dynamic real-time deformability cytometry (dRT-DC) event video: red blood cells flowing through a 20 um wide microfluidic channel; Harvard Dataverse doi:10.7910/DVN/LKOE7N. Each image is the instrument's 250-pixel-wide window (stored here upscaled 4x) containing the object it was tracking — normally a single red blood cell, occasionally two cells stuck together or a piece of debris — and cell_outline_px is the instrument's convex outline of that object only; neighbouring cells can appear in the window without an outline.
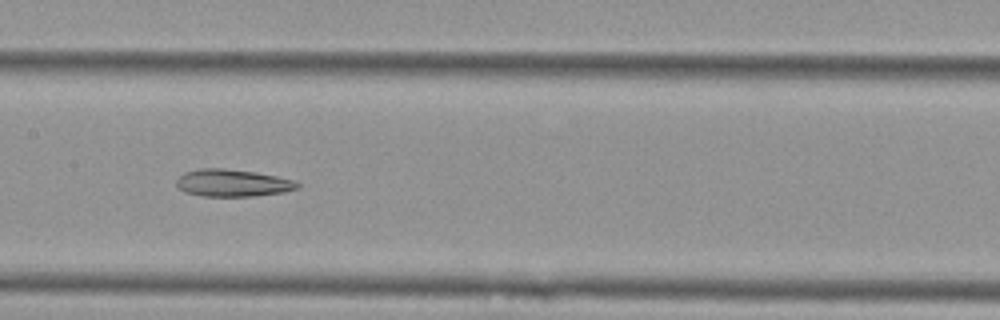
{"species": "Egyptian fruit bat (a non-hibernating species)", "species_latin": "Rousettus aegyptiacus", "temperature_condition": "cold", "stored_images_in_passage": 13, "camera_frame_rate_fps": 3000, "um_per_image_px": 0.085, "animal": {"sex": "female"}, "frame": {"image": 1, "passage_image": 6, "time_ms": 1.667, "image_size_px": [1000, 320], "cell_outline_px": [[300, 188], [284, 192], [256, 196], [200, 196], [184, 192], [176, 184], [176, 180], [184, 172], [200, 168], [224, 168], [256, 172], [276, 176], [292, 180], [300, 184]], "centroid_in_image_um": [19.76, 15.55], "position_along_channel_um": 187.6, "area_um2": 19.31}}
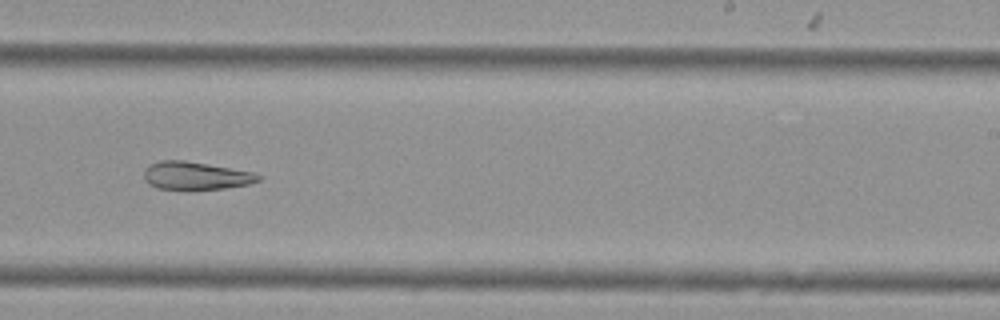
{"frame": {"image": 2, "passage_image": 8, "time_ms": 2.333, "image_size_px": [1000, 320], "cell_outline_px": [[260, 180], [248, 184], [224, 188], [156, 188], [148, 184], [144, 180], [144, 172], [152, 164], [160, 160], [184, 160], [208, 164], [252, 172], [260, 176]], "centroid_in_image_um": [16.61, 14.92], "position_along_channel_um": 272.4, "area_um2": 18.03}}
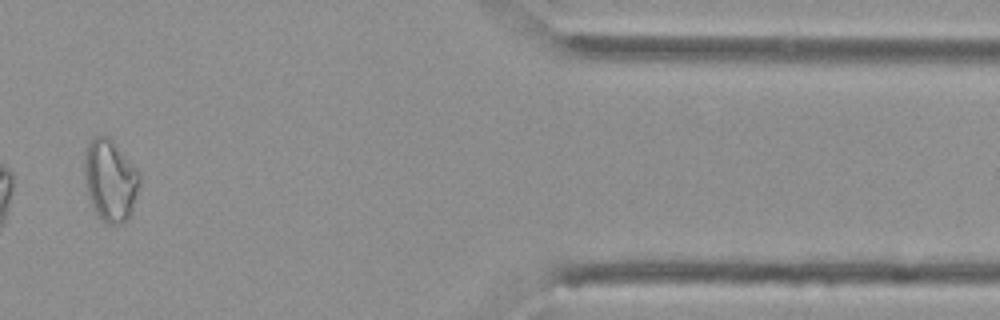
{"frame": {"image": 3, "passage_image": 11, "time_ms": 3.333, "image_size_px": [1000, 320], "cell_outline_px": [[140, 184], [128, 220], [120, 224], [108, 224], [100, 220], [92, 204], [84, 184], [84, 152], [92, 136], [108, 136], [112, 140], [136, 168], [140, 176]], "centroid_in_image_um": [9.35, 15.32], "position_along_channel_um": 402.1, "area_um2": 26.36}}